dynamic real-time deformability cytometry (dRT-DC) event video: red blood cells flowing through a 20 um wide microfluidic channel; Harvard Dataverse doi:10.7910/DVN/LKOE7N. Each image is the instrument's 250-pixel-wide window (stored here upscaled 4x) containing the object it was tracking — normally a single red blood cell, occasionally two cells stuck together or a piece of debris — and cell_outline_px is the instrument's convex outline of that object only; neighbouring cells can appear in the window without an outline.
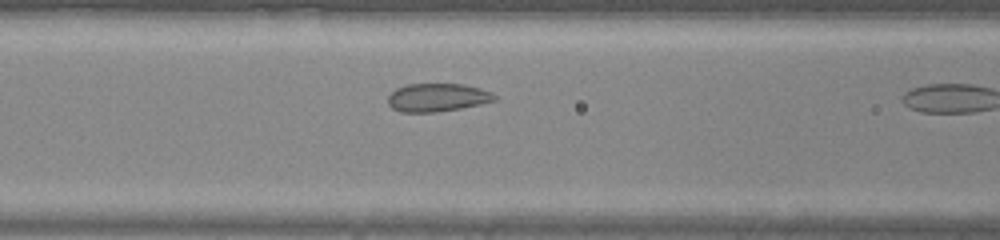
{"species": "common noctule bat (a hibernating species)", "species_latin": "Nyctalus noctula", "temperature_condition": "warm", "stored_images_in_passage": 10, "camera_frame_rate_fps": 3000, "um_per_image_px": 0.085, "animal": {"sex": "male", "body_mass_g": 20.0, "forearm_length_mm": 53.3}, "frame": {"image": 1, "passage_image": 9, "time_ms": 2.667, "image_size_px": [1000, 240], "cell_outline_px": [[496, 100], [480, 104], [460, 108], [436, 112], [400, 112], [392, 108], [388, 104], [388, 96], [396, 88], [408, 84], [464, 84], [480, 88], [492, 92], [496, 96]], "centroid_in_image_um": [37.17, 8.28], "position_along_channel_um": 129.4, "area_um2": 17.51}}